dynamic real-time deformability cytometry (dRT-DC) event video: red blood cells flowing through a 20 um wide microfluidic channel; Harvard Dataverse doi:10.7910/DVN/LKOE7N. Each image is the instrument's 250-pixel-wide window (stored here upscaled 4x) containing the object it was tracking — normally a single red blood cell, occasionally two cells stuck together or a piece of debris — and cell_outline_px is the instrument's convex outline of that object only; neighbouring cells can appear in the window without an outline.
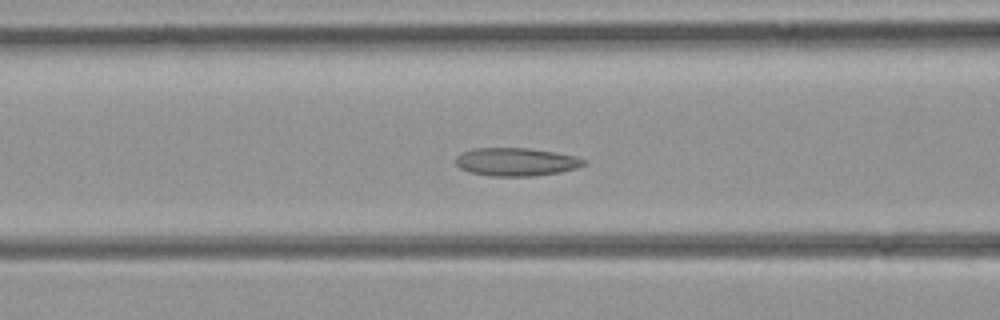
{"species": "common noctule bat (a hibernating species)", "species_latin": "Nyctalus noctula", "temperature_condition": "room temperature", "stored_images_in_passage": 48, "camera_frame_rate_fps": 3000, "um_per_image_px": 0.085, "animal": {"sex": "female", "body_mass_g": 21.9}, "frame": {"image": 1, "passage_image": 19, "time_ms": 6.0, "image_size_px": [1000, 320], "cell_outline_px": [[588, 164], [576, 168], [560, 172], [532, 176], [488, 176], [468, 172], [460, 168], [456, 164], [456, 156], [472, 148], [528, 148], [556, 152], [576, 156], [588, 160]], "centroid_in_image_um": [43.9, 13.76], "position_along_channel_um": 122.7, "area_um2": 21.21}}
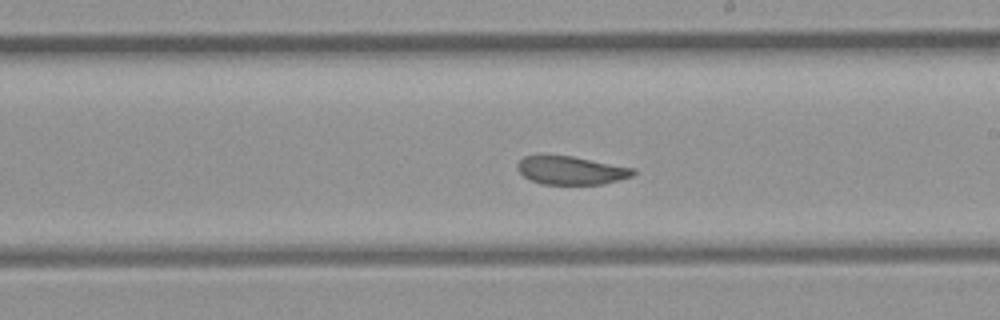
{"frame": {"image": 2, "passage_image": 27, "time_ms": 8.667, "image_size_px": [1000, 320], "cell_outline_px": [[636, 172], [632, 176], [620, 180], [604, 184], [540, 184], [524, 176], [516, 168], [516, 164], [524, 156], [572, 156], [636, 168]], "centroid_in_image_um": [48.58, 14.49], "position_along_channel_um": 240.4, "area_um2": 19.07}}
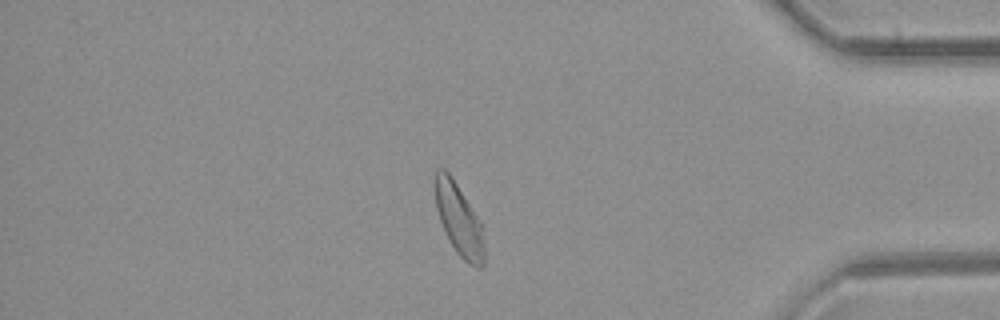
{"frame": {"image": 3, "passage_image": 40, "time_ms": 13.0, "image_size_px": [1000, 320], "cell_outline_px": [[484, 264], [480, 268], [476, 268], [468, 264], [456, 252], [448, 240], [440, 220], [436, 208], [432, 180], [436, 168], [444, 168], [452, 176], [480, 220], [484, 244]], "centroid_in_image_um": [38.97, 18.62], "position_along_channel_um": 396.2, "area_um2": 21.04}}